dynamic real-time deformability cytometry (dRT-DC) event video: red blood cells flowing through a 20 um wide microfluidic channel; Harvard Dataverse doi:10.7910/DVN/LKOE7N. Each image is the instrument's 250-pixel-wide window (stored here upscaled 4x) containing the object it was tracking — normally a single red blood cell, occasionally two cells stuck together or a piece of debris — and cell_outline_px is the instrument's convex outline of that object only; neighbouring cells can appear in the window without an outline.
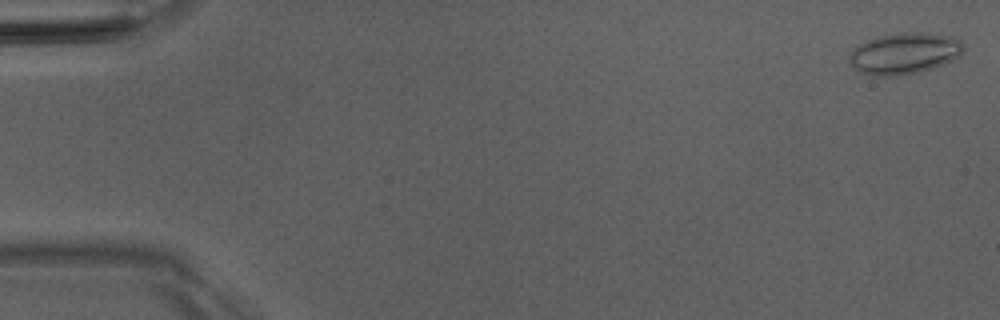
{"species": "Egyptian fruit bat (a non-hibernating species)", "species_latin": "Rousettus aegyptiacus", "temperature_condition": "room temperature", "stored_images_in_passage": 51, "camera_frame_rate_fps": 3000, "um_per_image_px": 0.085, "animal": {"sex": "male"}, "frame": {"image": 1, "passage_image": 1, "time_ms": 0.0, "image_size_px": [1000, 320], "cell_outline_px": [[964, 48], [960, 56], [944, 64], [932, 68], [916, 72], [896, 76], [876, 76], [860, 72], [852, 68], [848, 60], [848, 56], [856, 44], [876, 36], [904, 32], [924, 32], [956, 36], [964, 44]], "centroid_in_image_um": [76.85, 4.52], "position_along_channel_um": 8.1, "area_um2": 28.03}}
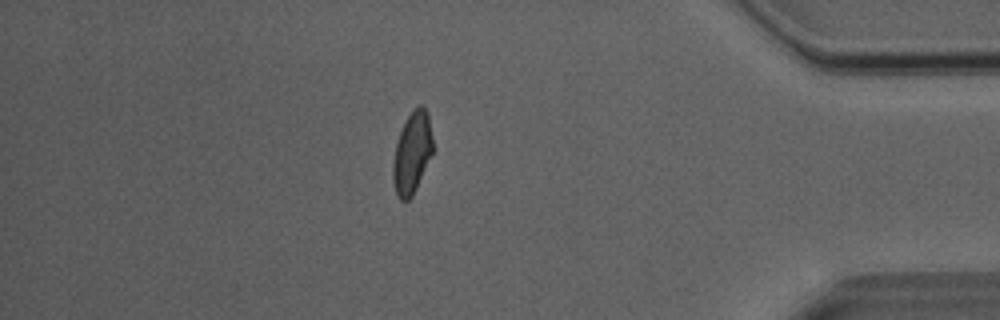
{"frame": {"image": 2, "passage_image": 44, "time_ms": 14.333, "image_size_px": [1000, 320], "cell_outline_px": [[432, 152], [416, 188], [412, 196], [408, 200], [400, 200], [396, 192], [392, 180], [392, 164], [396, 144], [400, 132], [412, 108], [420, 104], [428, 112], [432, 136]], "centroid_in_image_um": [35.01, 12.97], "position_along_channel_um": 400.2, "area_um2": 18.73}}
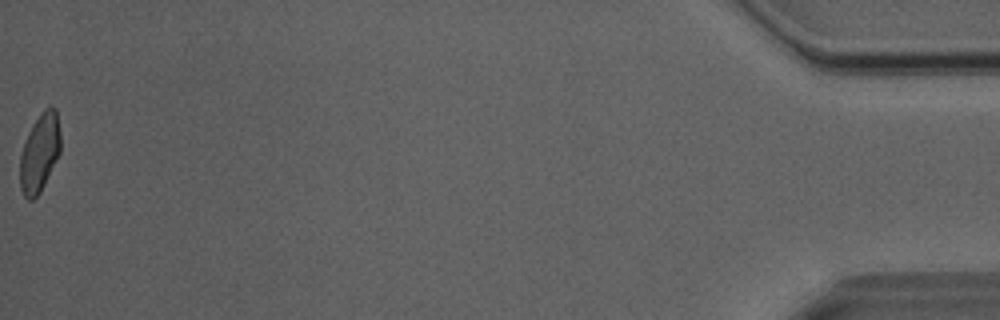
{"frame": {"image": 3, "passage_image": 51, "time_ms": 16.667, "image_size_px": [1000, 320], "cell_outline_px": [[60, 152], [40, 192], [32, 200], [28, 200], [24, 196], [20, 188], [20, 156], [28, 132], [32, 124], [40, 112], [44, 108], [52, 104], [56, 108], [60, 132]], "centroid_in_image_um": [3.37, 12.94], "position_along_channel_um": 431.8, "area_um2": 18.55}, "authors_computed_cell_mechanics": {"area_um2": 19.363, "velocity_mm_per_s": 4.07, "shape_relaxation_time_tau1_ms": null, "shape_relaxation_time_tau2_ms": 1.4189, "deformation_change_tau1": null, "deformation_change_tau2": 0.0717}}